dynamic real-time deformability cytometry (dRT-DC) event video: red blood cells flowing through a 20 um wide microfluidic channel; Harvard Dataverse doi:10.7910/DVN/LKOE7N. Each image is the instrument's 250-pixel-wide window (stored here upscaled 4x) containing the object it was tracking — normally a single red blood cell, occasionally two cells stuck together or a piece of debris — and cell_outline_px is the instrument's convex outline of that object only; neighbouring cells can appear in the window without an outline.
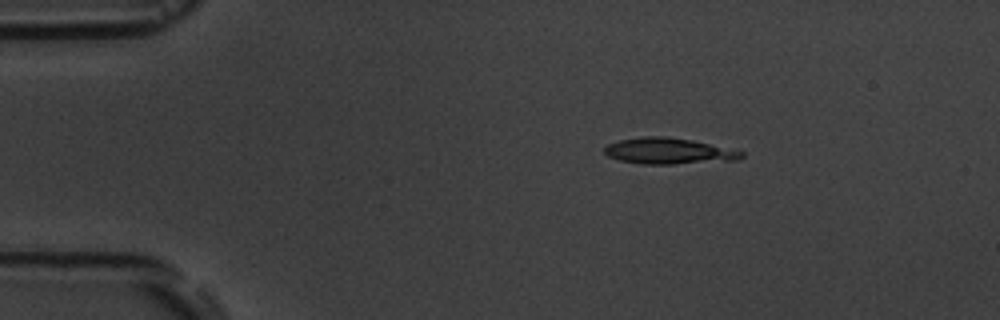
{"species": "common noctule bat (a hibernating species)", "species_latin": "Nyctalus noctula", "temperature_condition": "room temperature", "stored_images_in_passage": 4, "camera_frame_rate_fps": 3000, "um_per_image_px": 0.085, "animal": {"sex": "male", "body_mass_g": 19.5, "forearm_length_mm": 54.6}, "frame": {"image": 1, "passage_image": 1, "time_ms": 0.0, "image_size_px": [1000, 320], "cell_outline_px": [[744, 156], [736, 160], [672, 164], [644, 164], [620, 160], [608, 156], [604, 152], [604, 148], [608, 144], [620, 140], [644, 136], [664, 136], [692, 140], [744, 152]], "centroid_in_image_um": [56.82, 12.84], "position_along_channel_um": 28.2, "area_um2": 20.58}}